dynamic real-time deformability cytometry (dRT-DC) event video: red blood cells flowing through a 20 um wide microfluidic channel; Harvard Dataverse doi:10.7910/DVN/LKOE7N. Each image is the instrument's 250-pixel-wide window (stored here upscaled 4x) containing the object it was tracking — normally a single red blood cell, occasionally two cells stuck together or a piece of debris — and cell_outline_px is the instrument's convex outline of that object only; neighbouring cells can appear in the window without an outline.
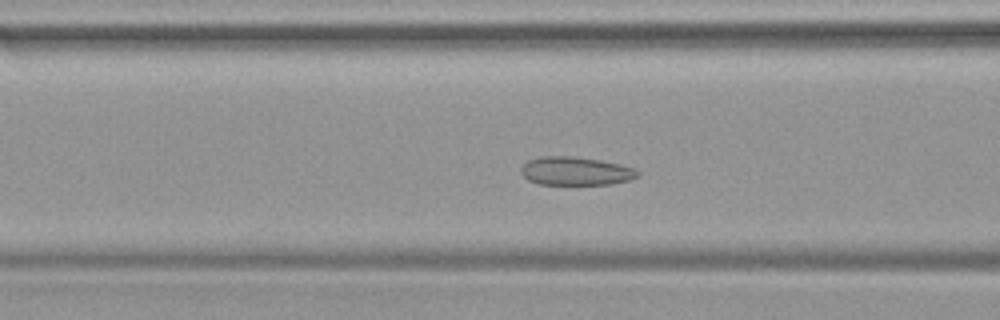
{"species": "common noctule bat (a hibernating species)", "species_latin": "Nyctalus noctula", "temperature_condition": "warm", "stored_images_in_passage": 45, "camera_frame_rate_fps": 3000, "um_per_image_px": 0.085, "animal": {"sex": "female", "body_mass_g": 19.9}, "frame": {"image": 1, "passage_image": 16, "time_ms": 5.0, "image_size_px": [1000, 320], "cell_outline_px": [[640, 176], [632, 180], [612, 184], [540, 184], [528, 180], [520, 172], [520, 168], [528, 160], [540, 156], [572, 156], [600, 160], [620, 164], [636, 168], [640, 172]], "centroid_in_image_um": [48.98, 14.54], "position_along_channel_um": 117.6, "area_um2": 19.54}}
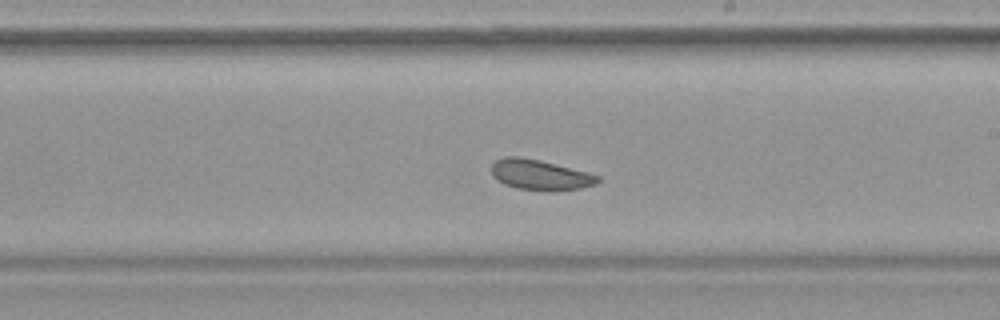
{"frame": {"image": 2, "passage_image": 25, "time_ms": 8.0, "image_size_px": [1000, 320], "cell_outline_px": [[600, 180], [596, 184], [580, 188], [552, 192], [544, 192], [516, 188], [504, 184], [496, 180], [492, 176], [492, 164], [496, 160], [504, 156], [520, 156], [540, 160], [588, 172], [600, 176]], "centroid_in_image_um": [45.9, 14.87], "position_along_channel_um": 243.1, "area_um2": 19.19}}
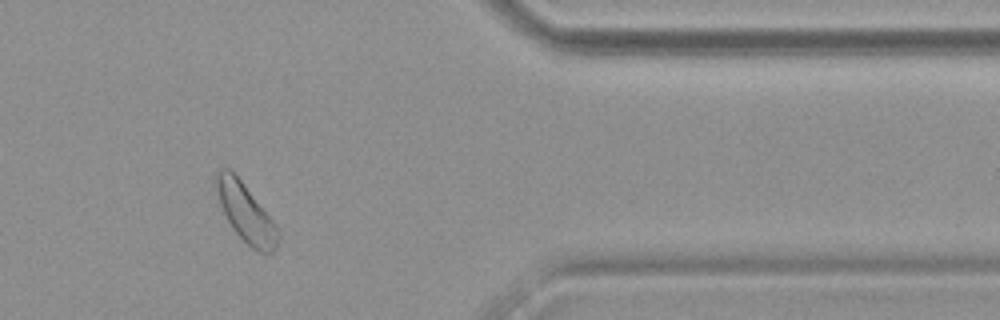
{"frame": {"image": 3, "passage_image": 37, "time_ms": 12.0, "image_size_px": [1000, 320], "cell_outline_px": [[280, 236], [276, 248], [272, 252], [260, 252], [252, 248], [232, 228], [220, 204], [212, 184], [212, 176], [220, 168], [232, 168], [276, 224], [280, 232]], "centroid_in_image_um": [20.84, 17.99], "position_along_channel_um": 390.6, "area_um2": 21.44}}